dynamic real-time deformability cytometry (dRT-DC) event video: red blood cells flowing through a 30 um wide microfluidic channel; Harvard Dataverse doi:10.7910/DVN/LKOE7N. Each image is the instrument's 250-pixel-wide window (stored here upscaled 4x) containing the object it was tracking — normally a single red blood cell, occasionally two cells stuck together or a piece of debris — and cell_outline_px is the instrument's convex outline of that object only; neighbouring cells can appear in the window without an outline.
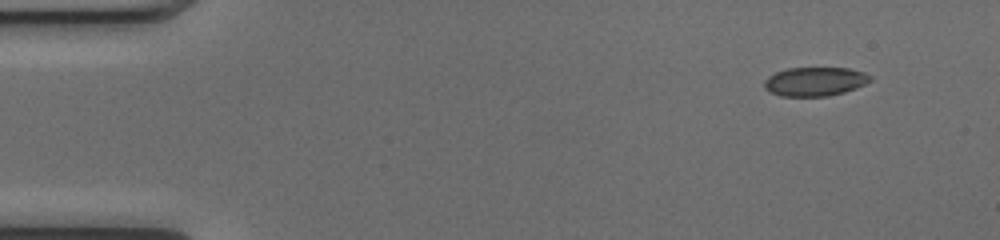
{"species": "common noctule bat (a hibernating species)", "species_latin": "Nyctalus noctula", "temperature_condition": "cold", "stored_images_in_passage": 47, "camera_frame_rate_fps": 3000, "um_per_image_px": 0.085, "animal": {"sex": "female", "body_mass_g": 17.0, "forearm_length_mm": 48.0}, "frame": {"image": 1, "passage_image": 1, "time_ms": 0.0, "image_size_px": [1000, 240], "cell_outline_px": [[872, 80], [856, 88], [844, 92], [828, 96], [780, 96], [764, 88], [764, 80], [768, 76], [776, 72], [788, 68], [848, 68], [864, 72], [872, 76]], "centroid_in_image_um": [69.28, 6.93], "position_along_channel_um": 15.7, "area_um2": 17.86}}
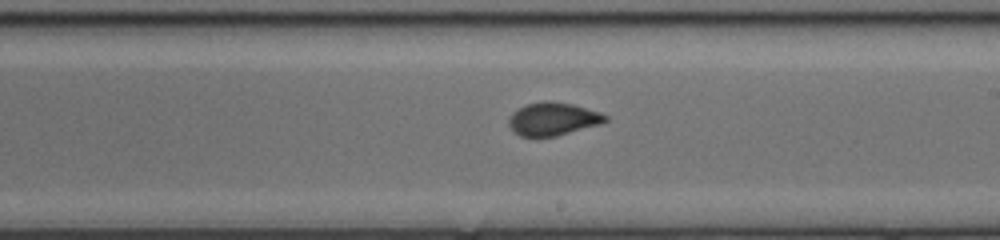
{"frame": {"image": 2, "passage_image": 26, "time_ms": 8.333, "image_size_px": [1000, 240], "cell_outline_px": [[608, 120], [600, 124], [556, 136], [520, 136], [508, 124], [508, 120], [512, 112], [528, 104], [544, 100], [552, 100], [572, 104], [600, 112], [608, 116]], "centroid_in_image_um": [47.02, 10.09], "position_along_channel_um": 242.0, "area_um2": 18.44}}
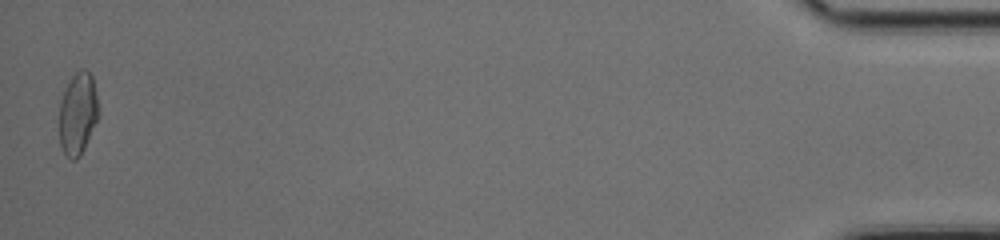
{"frame": {"image": 3, "passage_image": 47, "time_ms": 15.333, "image_size_px": [1000, 240], "cell_outline_px": [[100, 112], [84, 148], [80, 156], [76, 160], [72, 160], [64, 152], [60, 144], [60, 100], [72, 76], [80, 68], [84, 68], [92, 76]], "centroid_in_image_um": [6.62, 9.64], "position_along_channel_um": 428.6, "area_um2": 18.55}, "authors_computed_cell_mechanics": {"area_um2": 18.4382, "velocity_mm_per_s": 4.0546, "shape_relaxation_time_tau1_ms": 4.6046, "shape_relaxation_time_tau2_ms": 0.6315, "deformation_change_tau1": 0.1307, "deformation_change_tau2": 0.0346}}